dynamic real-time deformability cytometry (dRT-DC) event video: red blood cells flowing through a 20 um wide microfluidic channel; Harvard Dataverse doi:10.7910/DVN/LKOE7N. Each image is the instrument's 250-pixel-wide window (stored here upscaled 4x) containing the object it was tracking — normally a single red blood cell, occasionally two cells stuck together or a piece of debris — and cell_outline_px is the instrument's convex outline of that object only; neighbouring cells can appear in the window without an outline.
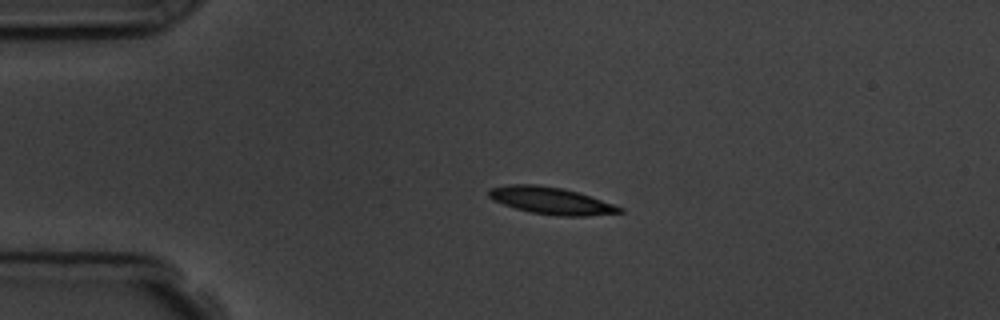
{"species": "common noctule bat (a hibernating species)", "species_latin": "Nyctalus noctula", "temperature_condition": "room temperature", "stored_images_in_passage": 4, "camera_frame_rate_fps": 3000, "um_per_image_px": 0.085, "animal": {"sex": "male", "body_mass_g": 19.5, "forearm_length_mm": 54.6}, "frame": {"image": 1, "passage_image": 2, "time_ms": 1.333, "image_size_px": [1000, 320], "cell_outline_px": [[624, 212], [588, 216], [556, 216], [528, 212], [492, 200], [488, 196], [488, 188], [508, 184], [536, 184], [564, 188], [624, 208]], "centroid_in_image_um": [46.79, 17.05], "position_along_channel_um": 38.2, "area_um2": 20.63}}
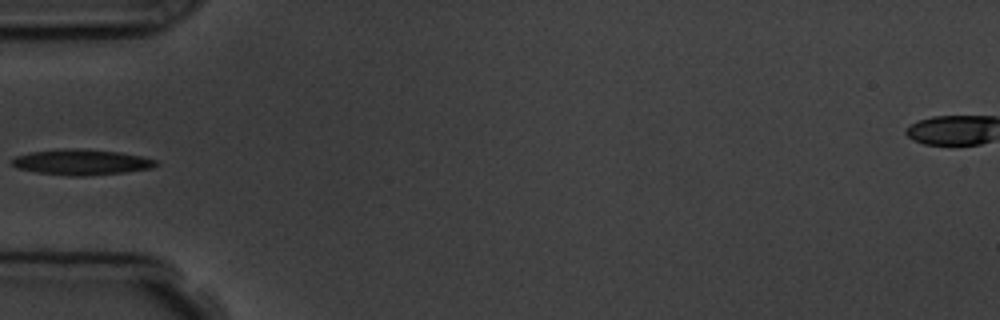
{"frame": {"image": 2, "passage_image": 3, "time_ms": 3.333, "image_size_px": [1000, 320], "cell_outline_px": [[156, 164], [152, 168], [124, 172], [84, 176], [72, 176], [36, 172], [16, 168], [12, 164], [12, 160], [16, 156], [28, 152], [64, 148], [76, 148], [116, 152], [140, 156], [156, 160]], "centroid_in_image_um": [6.86, 13.78], "position_along_channel_um": 78.1, "area_um2": 21.27}}